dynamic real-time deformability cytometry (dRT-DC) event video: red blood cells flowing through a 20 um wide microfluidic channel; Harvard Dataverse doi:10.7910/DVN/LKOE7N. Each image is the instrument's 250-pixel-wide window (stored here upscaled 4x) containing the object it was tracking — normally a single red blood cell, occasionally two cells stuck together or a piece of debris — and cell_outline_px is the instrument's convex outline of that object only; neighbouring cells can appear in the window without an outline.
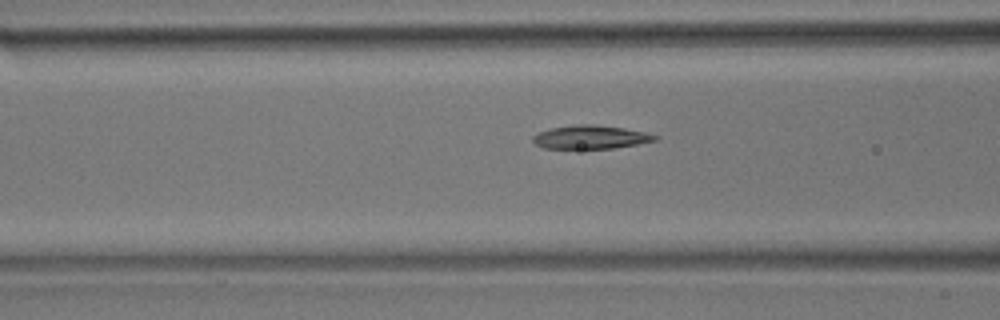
{"species": "common noctule bat (a hibernating species)", "species_latin": "Nyctalus noctula", "temperature_condition": "room temperature", "stored_images_in_passage": 34, "camera_frame_rate_fps": 3000, "um_per_image_px": 0.085, "animal": {"sex": "male", "body_mass_g": 17.9}, "frame": {"image": 1, "passage_image": 14, "time_ms": 4.333, "image_size_px": [1000, 320], "cell_outline_px": [[660, 136], [656, 140], [616, 148], [544, 148], [536, 144], [532, 140], [532, 136], [540, 132], [552, 128], [576, 124], [592, 124], [624, 128], [644, 132]], "centroid_in_image_um": [50.21, 11.65], "position_along_channel_um": 116.4, "area_um2": 16.53}}
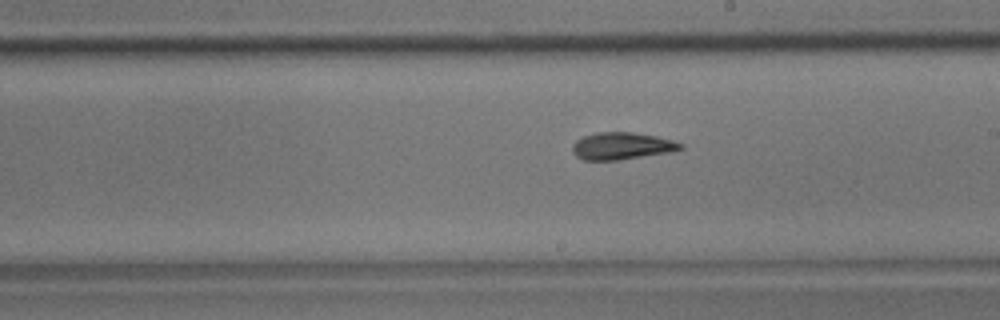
{"frame": {"image": 2, "passage_image": 23, "time_ms": 7.333, "image_size_px": [1000, 320], "cell_outline_px": [[684, 148], [672, 152], [620, 160], [584, 160], [576, 156], [572, 152], [572, 144], [576, 140], [584, 136], [596, 132], [632, 132], [656, 136], [672, 140], [684, 144]], "centroid_in_image_um": [52.86, 12.41], "position_along_channel_um": 236.1, "area_um2": 17.28}}
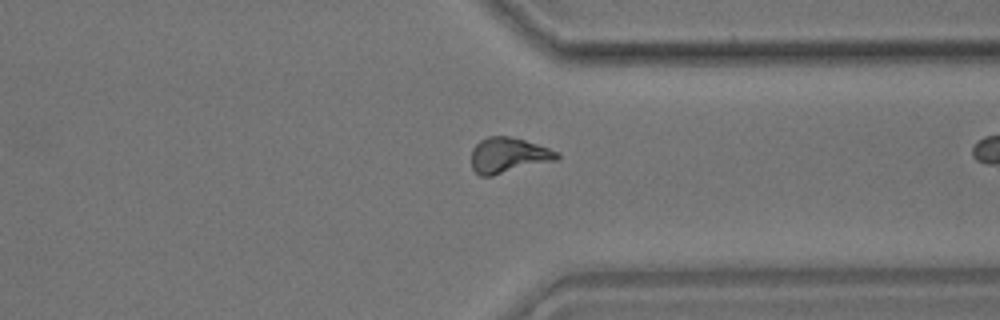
{"frame": {"image": 3, "passage_image": 33, "time_ms": 10.667, "image_size_px": [1000, 320], "cell_outline_px": [[560, 160], [492, 176], [480, 176], [472, 168], [472, 148], [480, 140], [488, 136], [508, 136], [524, 140], [548, 148], [556, 152], [560, 156]], "centroid_in_image_um": [43.22, 13.21], "position_along_channel_um": 368.2, "area_um2": 17.74}}